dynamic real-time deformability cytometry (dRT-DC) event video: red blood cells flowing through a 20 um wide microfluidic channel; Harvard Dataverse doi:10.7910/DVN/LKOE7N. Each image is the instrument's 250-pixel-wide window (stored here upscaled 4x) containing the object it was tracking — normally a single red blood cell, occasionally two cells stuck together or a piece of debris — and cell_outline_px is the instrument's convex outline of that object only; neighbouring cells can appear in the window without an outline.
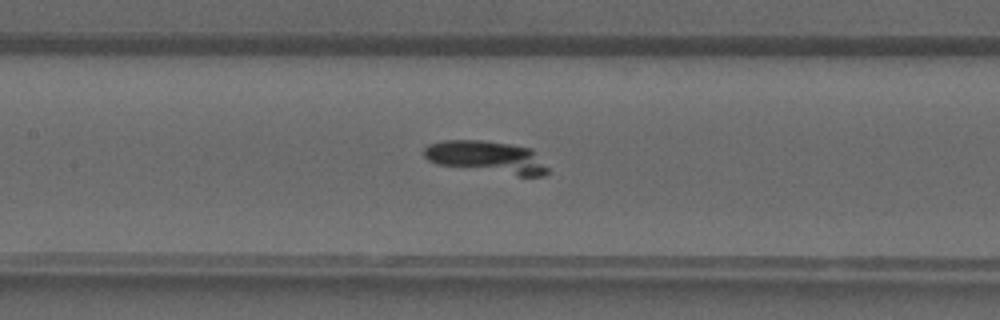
{"species": "common noctule bat (a hibernating species)", "species_latin": "Nyctalus noctula", "temperature_condition": "warm", "stored_images_in_passage": 33, "camera_frame_rate_fps": 3000, "um_per_image_px": 0.085, "animal": {"sex": "male", "forearm_length_mm": 52.5}, "frame": {"image": 1, "passage_image": 11, "time_ms": 3.333, "image_size_px": [1000, 320], "cell_outline_px": [[548, 172], [544, 176], [520, 176], [436, 164], [428, 160], [424, 156], [424, 148], [428, 144], [444, 140], [480, 140], [508, 144], [532, 148], [548, 168]], "centroid_in_image_um": [41.37, 13.36], "position_along_channel_um": 166.0, "area_um2": 23.29}}
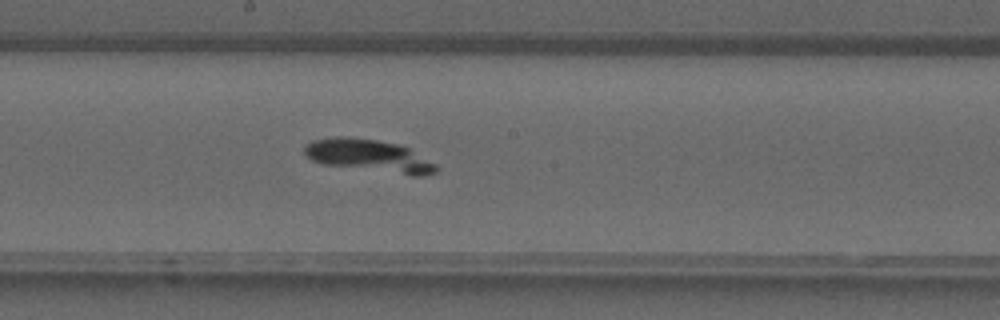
{"frame": {"image": 2, "passage_image": 14, "time_ms": 4.333, "image_size_px": [1000, 320], "cell_outline_px": [[440, 168], [436, 172], [424, 176], [412, 176], [324, 164], [312, 160], [304, 156], [304, 144], [312, 140], [336, 136], [348, 136], [376, 140], [400, 144], [408, 148], [436, 164]], "centroid_in_image_um": [31.35, 13.24], "position_along_channel_um": 216.8, "area_um2": 25.26}}